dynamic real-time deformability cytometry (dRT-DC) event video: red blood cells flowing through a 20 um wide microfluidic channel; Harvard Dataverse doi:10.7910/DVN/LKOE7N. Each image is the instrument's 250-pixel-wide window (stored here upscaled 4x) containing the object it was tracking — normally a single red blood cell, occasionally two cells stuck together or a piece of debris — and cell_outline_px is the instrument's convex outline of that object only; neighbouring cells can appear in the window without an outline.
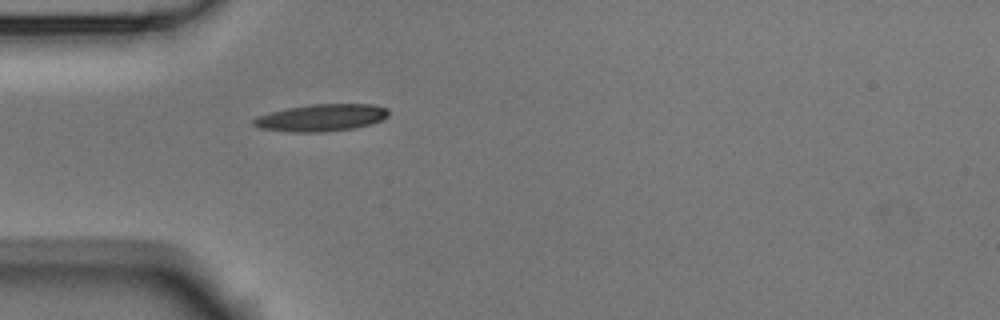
{"species": "Egyptian fruit bat (a non-hibernating species)", "species_latin": "Rousettus aegyptiacus", "temperature_condition": "room temperature", "stored_images_in_passage": 4, "camera_frame_rate_fps": 3000, "um_per_image_px": 0.085, "animal": {"sex": "male"}, "frame": {"image": 1, "passage_image": 4, "time_ms": 1.0, "image_size_px": [1000, 320], "cell_outline_px": [[388, 116], [372, 124], [356, 128], [324, 132], [288, 132], [260, 128], [252, 124], [252, 120], [256, 116], [288, 108], [312, 104], [372, 104], [388, 108]], "centroid_in_image_um": [27.32, 10.01], "position_along_channel_um": 57.7, "area_um2": 21.39}}